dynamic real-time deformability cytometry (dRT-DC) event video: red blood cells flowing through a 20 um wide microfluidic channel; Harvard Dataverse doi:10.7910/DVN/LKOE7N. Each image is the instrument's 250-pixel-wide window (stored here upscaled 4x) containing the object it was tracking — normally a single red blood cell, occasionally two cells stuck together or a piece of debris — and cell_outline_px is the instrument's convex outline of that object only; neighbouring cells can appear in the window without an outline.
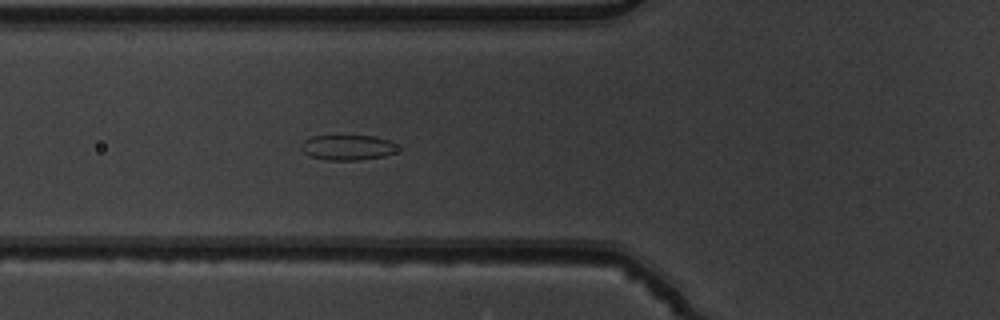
{"species": "common noctule bat (a hibernating species)", "species_latin": "Nyctalus noctula", "temperature_condition": "warm", "stored_images_in_passage": 5, "camera_frame_rate_fps": 3000, "um_per_image_px": 0.085, "animal": {"sex": "male", "body_mass_g": 19.5, "forearm_length_mm": 54.6}, "frame": {"image": 1, "passage_image": 5, "time_ms": 1.333, "image_size_px": [1000, 320], "cell_outline_px": [[404, 148], [396, 152], [384, 156], [360, 160], [328, 160], [308, 156], [300, 148], [300, 144], [304, 140], [312, 136], [376, 136], [392, 140]], "centroid_in_image_um": [29.63, 12.53], "position_along_channel_um": 96.2, "area_um2": 14.62}}